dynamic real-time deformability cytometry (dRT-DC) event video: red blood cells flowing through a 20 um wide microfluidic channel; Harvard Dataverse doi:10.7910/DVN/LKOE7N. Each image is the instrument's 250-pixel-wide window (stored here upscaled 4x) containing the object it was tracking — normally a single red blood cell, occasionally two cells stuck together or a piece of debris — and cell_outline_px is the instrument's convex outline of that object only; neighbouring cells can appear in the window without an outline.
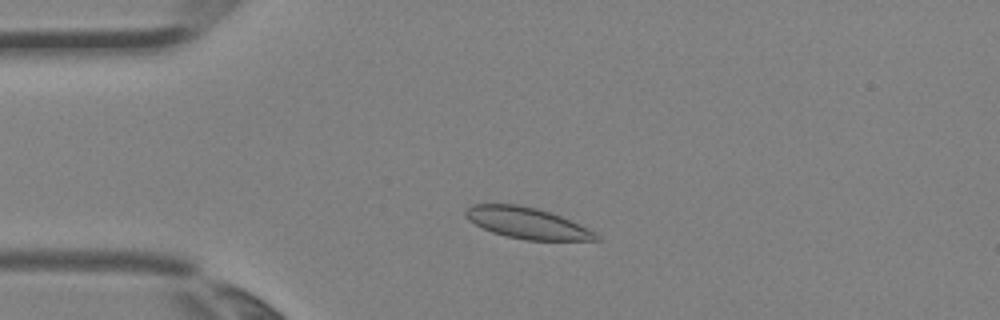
{"species": "Egyptian fruit bat (a non-hibernating species)", "species_latin": "Rousettus aegyptiacus", "temperature_condition": "room temperature", "stored_images_in_passage": 2, "camera_frame_rate_fps": 3000, "um_per_image_px": 0.085, "animal": {"sex": "female"}, "frame": {"image": 1, "passage_image": 1, "time_ms": 0.0, "image_size_px": [1000, 320], "cell_outline_px": [[600, 240], [524, 240], [492, 232], [468, 220], [464, 216], [464, 212], [472, 204], [520, 204], [536, 208], [560, 216], [580, 224], [596, 232], [600, 236]], "centroid_in_image_um": [44.81, 18.96], "position_along_channel_um": 40.2, "area_um2": 23.58}}